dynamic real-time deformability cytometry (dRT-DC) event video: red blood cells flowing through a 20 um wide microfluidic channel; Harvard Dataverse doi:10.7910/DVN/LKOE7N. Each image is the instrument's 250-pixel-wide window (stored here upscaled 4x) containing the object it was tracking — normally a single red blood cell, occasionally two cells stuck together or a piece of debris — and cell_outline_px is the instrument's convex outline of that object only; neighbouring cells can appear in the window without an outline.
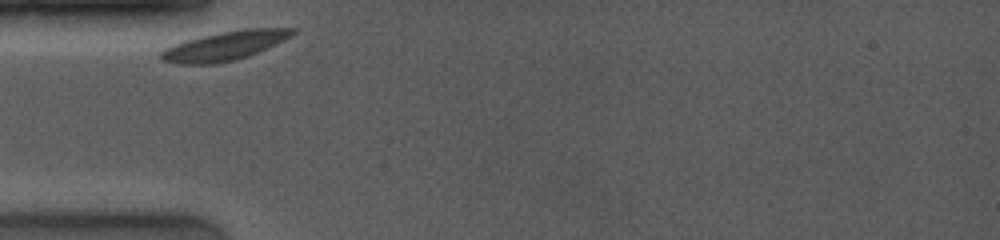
{"species": "common noctule bat (a hibernating species)", "species_latin": "Nyctalus noctula", "temperature_condition": "room temperature", "stored_images_in_passage": 18, "camera_frame_rate_fps": 4000, "um_per_image_px": 0.085, "animal": {"sex": "female", "body_mass_g": 19.0, "forearm_length_mm": 53.3}, "frame": {"image": 1, "passage_image": 1, "time_ms": 0.0, "image_size_px": [1000, 240], "cell_outline_px": [[296, 32], [292, 36], [284, 40], [248, 56], [216, 64], [176, 64], [160, 60], [160, 52], [164, 48], [188, 40], [220, 32], [244, 28], [296, 28]], "centroid_in_image_um": [19.1, 3.89], "position_along_channel_um": 65.9, "area_um2": 22.08}}
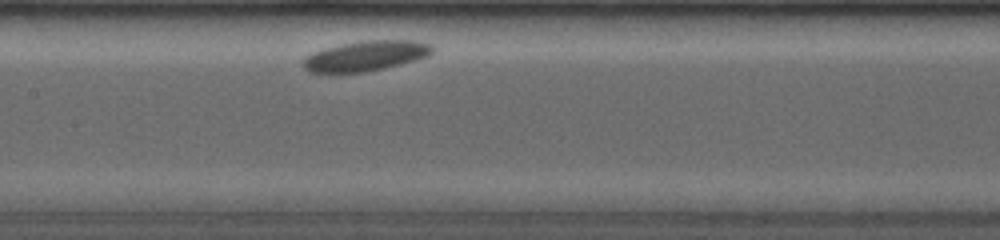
{"frame": {"image": 2, "passage_image": 7, "time_ms": 3.25, "image_size_px": [1000, 240], "cell_outline_px": [[436, 48], [428, 56], [416, 60], [384, 68], [364, 72], [312, 72], [304, 68], [304, 60], [312, 52], [324, 48], [340, 44], [368, 40], [412, 40], [432, 44]], "centroid_in_image_um": [31.15, 4.73], "position_along_channel_um": 176.2, "area_um2": 22.54}}
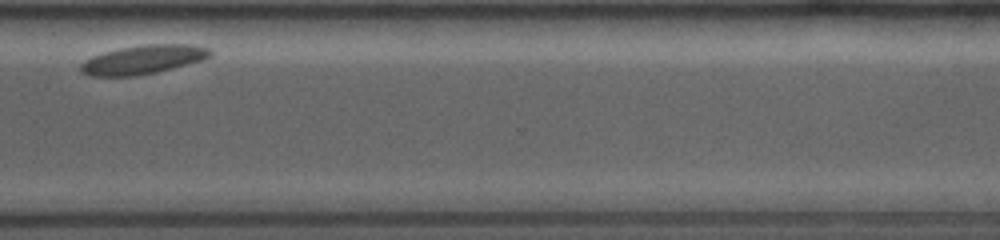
{"frame": {"image": 3, "passage_image": 17, "time_ms": 8.5, "image_size_px": [1000, 240], "cell_outline_px": [[212, 56], [200, 60], [172, 68], [156, 72], [136, 76], [88, 76], [80, 72], [80, 64], [84, 60], [92, 56], [104, 52], [120, 48], [144, 44], [192, 44], [208, 48], [212, 52]], "centroid_in_image_um": [12.13, 5.06], "position_along_channel_um": 358.5, "area_um2": 21.79}}